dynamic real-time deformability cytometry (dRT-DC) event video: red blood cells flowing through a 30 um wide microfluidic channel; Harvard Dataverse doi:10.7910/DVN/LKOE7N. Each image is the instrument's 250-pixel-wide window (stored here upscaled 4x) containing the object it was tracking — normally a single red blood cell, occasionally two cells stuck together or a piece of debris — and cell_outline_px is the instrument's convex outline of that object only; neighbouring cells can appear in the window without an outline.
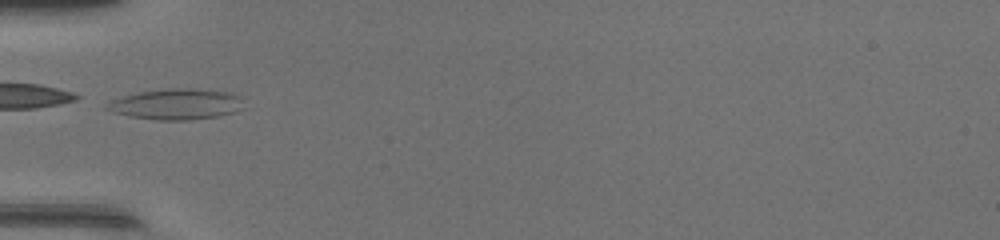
{"species": "common noctule bat (a hibernating species)", "species_latin": "Nyctalus noctula", "temperature_condition": "warm", "stored_images_in_passage": 32, "camera_frame_rate_fps": 3000, "um_per_image_px": 0.085, "animal": {"sex": "female", "body_mass_g": 17.0, "forearm_length_mm": 48.0}, "frame": {"image": 1, "passage_image": 1, "time_ms": 0.0, "image_size_px": [1000, 240], "cell_outline_px": [[244, 108], [236, 112], [220, 116], [188, 120], [156, 120], [132, 116], [112, 112], [104, 108], [112, 100], [124, 96], [140, 92], [176, 88], [188, 88], [228, 92], [236, 96]], "centroid_in_image_um": [14.99, 8.87], "position_along_channel_um": 70.0, "area_um2": 24.1}}
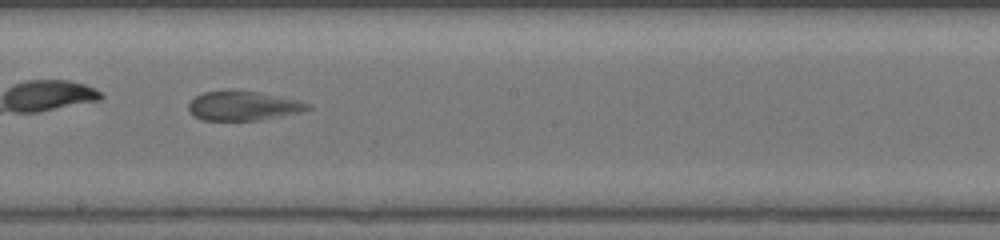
{"frame": {"image": 2, "passage_image": 12, "time_ms": 3.667, "image_size_px": [1000, 240], "cell_outline_px": [[312, 108], [300, 112], [260, 120], [200, 120], [192, 116], [188, 112], [188, 104], [196, 96], [204, 92], [228, 88], [236, 88], [300, 100], [308, 104]], "centroid_in_image_um": [20.61, 8.97], "position_along_channel_um": 227.6, "area_um2": 20.87}}
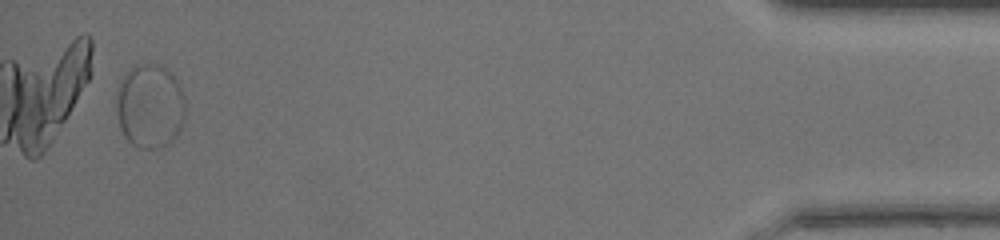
{"frame": {"image": 3, "passage_image": 31, "time_ms": 10.0, "image_size_px": [1000, 240], "cell_outline_px": [[184, 120], [176, 136], [168, 144], [160, 148], [140, 148], [132, 144], [124, 136], [120, 128], [116, 108], [116, 92], [120, 80], [136, 64], [160, 64], [172, 72], [180, 84], [184, 96]], "centroid_in_image_um": [12.74, 9.0], "position_along_channel_um": 422.5, "area_um2": 34.16}}